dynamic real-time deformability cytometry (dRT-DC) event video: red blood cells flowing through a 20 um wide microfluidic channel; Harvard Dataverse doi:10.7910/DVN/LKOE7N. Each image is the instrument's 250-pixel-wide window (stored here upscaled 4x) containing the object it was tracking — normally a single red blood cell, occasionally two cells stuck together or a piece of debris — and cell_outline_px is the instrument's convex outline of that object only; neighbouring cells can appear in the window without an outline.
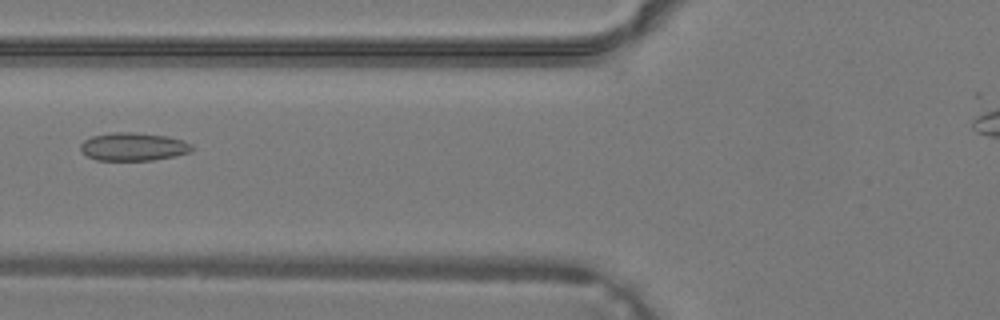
{"species": "common noctule bat (a hibernating species)", "species_latin": "Nyctalus noctula", "temperature_condition": "warm", "stored_images_in_passage": 26, "camera_frame_rate_fps": 3000, "um_per_image_px": 0.085, "animal": {"sex": "male", "body_mass_g": 19.2, "forearm_length_mm": 51.8}, "frame": {"image": 1, "passage_image": 5, "time_ms": 1.333, "image_size_px": [1000, 320], "cell_outline_px": [[196, 148], [188, 152], [176, 156], [152, 160], [96, 160], [88, 156], [80, 148], [80, 144], [84, 140], [92, 136], [112, 132], [132, 132], [168, 136], [184, 140], [192, 144]], "centroid_in_image_um": [11.37, 12.46], "position_along_channel_um": 114.4, "area_um2": 18.32}}
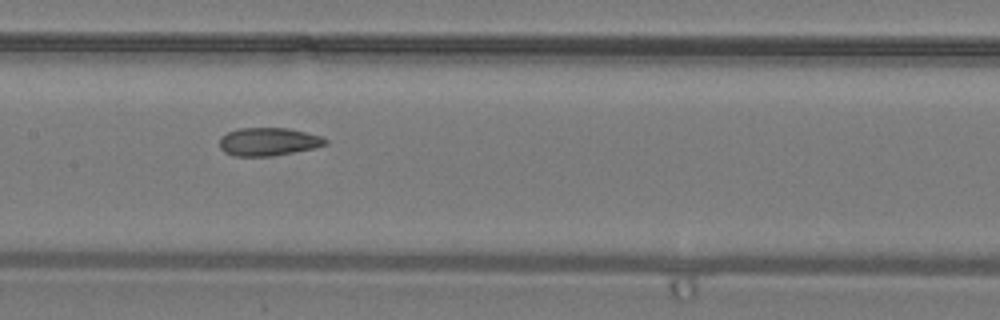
{"frame": {"image": 2, "passage_image": 9, "time_ms": 2.667, "image_size_px": [1000, 320], "cell_outline_px": [[328, 144], [316, 148], [272, 156], [232, 156], [224, 152], [220, 148], [220, 136], [228, 132], [240, 128], [288, 128], [320, 136], [328, 140]], "centroid_in_image_um": [22.81, 12.05], "position_along_channel_um": 184.6, "area_um2": 17.4}}
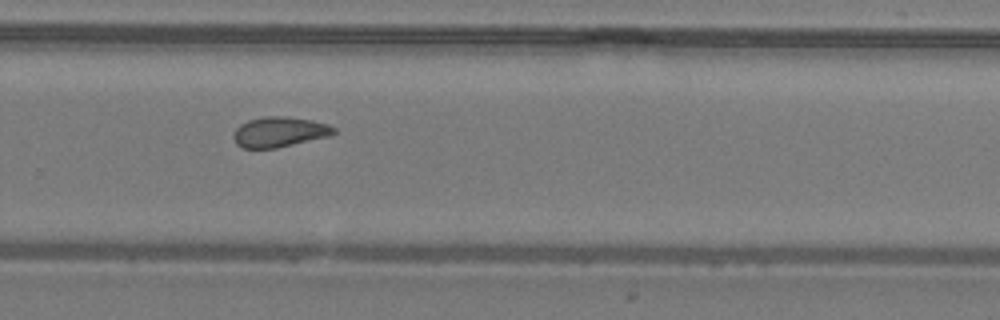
{"frame": {"image": 3, "passage_image": 16, "time_ms": 5.0, "image_size_px": [1000, 320], "cell_outline_px": [[336, 132], [328, 136], [276, 148], [240, 148], [236, 144], [232, 136], [236, 128], [240, 124], [248, 120], [264, 116], [284, 116], [312, 120], [328, 124], [336, 128]], "centroid_in_image_um": [23.72, 11.21], "position_along_channel_um": 306.1, "area_um2": 17.69}}